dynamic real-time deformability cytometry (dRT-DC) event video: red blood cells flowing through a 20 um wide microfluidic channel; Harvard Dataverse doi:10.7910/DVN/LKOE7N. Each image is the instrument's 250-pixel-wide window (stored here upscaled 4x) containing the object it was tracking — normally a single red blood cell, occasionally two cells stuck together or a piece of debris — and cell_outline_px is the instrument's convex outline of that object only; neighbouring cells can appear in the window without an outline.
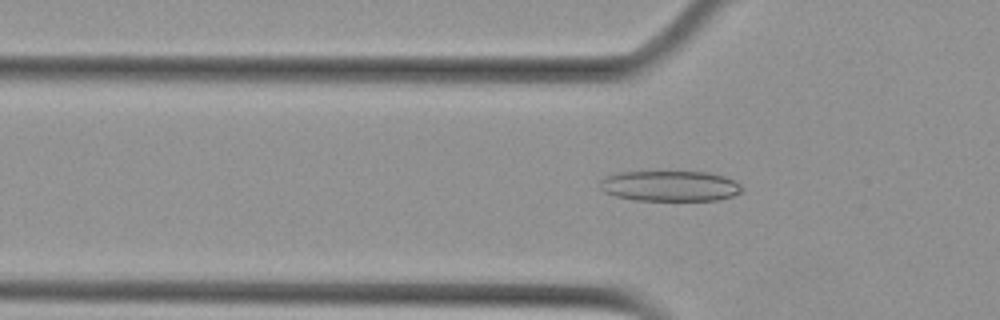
{"species": "Egyptian fruit bat (a non-hibernating species)", "species_latin": "Rousettus aegyptiacus", "temperature_condition": "cold", "stored_images_in_passage": 52, "camera_frame_rate_fps": 3000, "um_per_image_px": 0.085, "animal": {"sex": "female"}, "frame": {"image": 1, "passage_image": 18, "time_ms": 5.667, "image_size_px": [1000, 320], "cell_outline_px": [[744, 192], [720, 200], [636, 200], [616, 196], [604, 192], [600, 188], [600, 180], [604, 176], [620, 172], [708, 172], [724, 176], [740, 184], [744, 188]], "centroid_in_image_um": [56.96, 15.81], "position_along_channel_um": 68.8, "area_um2": 25.37}}
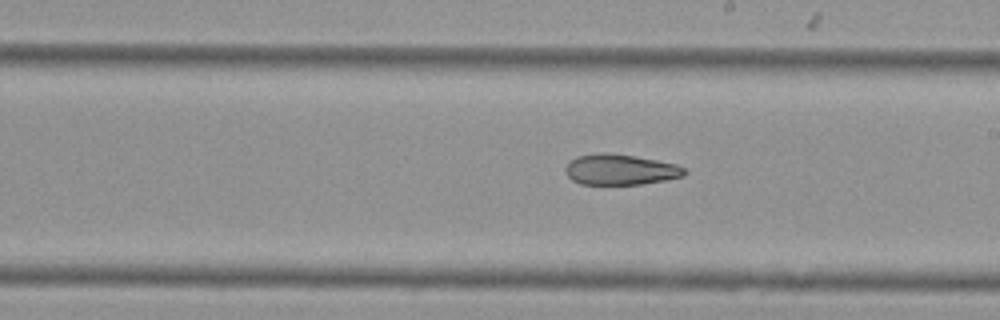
{"frame": {"image": 2, "passage_image": 32, "time_ms": 10.333, "image_size_px": [1000, 320], "cell_outline_px": [[688, 172], [684, 176], [664, 180], [640, 184], [580, 184], [572, 180], [568, 176], [564, 168], [568, 160], [576, 156], [604, 152], [632, 156], [656, 160], [676, 164], [684, 168]], "centroid_in_image_um": [52.69, 14.41], "position_along_channel_um": 236.3, "area_um2": 21.21}}
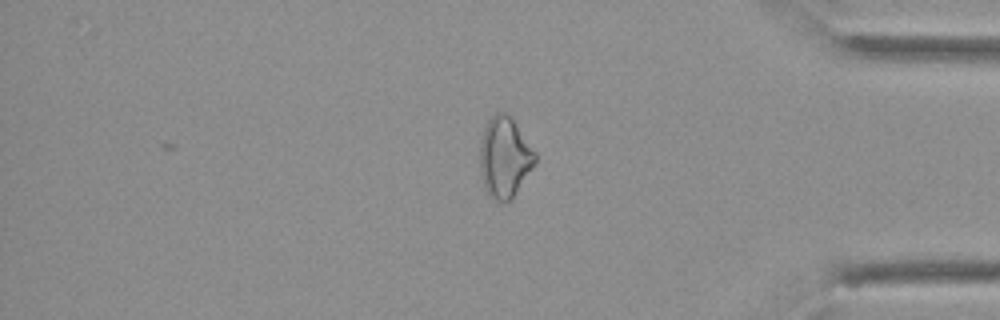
{"frame": {"image": 3, "passage_image": 47, "time_ms": 15.333, "image_size_px": [1000, 320], "cell_outline_px": [[536, 164], [516, 192], [504, 204], [488, 196], [484, 188], [480, 172], [480, 144], [484, 128], [488, 120], [496, 112], [508, 112], [536, 152]], "centroid_in_image_um": [42.89, 13.37], "position_along_channel_um": 392.3, "area_um2": 26.13}, "authors_computed_cell_mechanics": {"area_um2": 24.2182, "velocity_mm_per_s": 3.5875, "shape_relaxation_time_tau1_ms": null, "shape_relaxation_time_tau2_ms": 5.5618, "deformation_change_tau1": null, "deformation_change_tau2": 0.1509}}